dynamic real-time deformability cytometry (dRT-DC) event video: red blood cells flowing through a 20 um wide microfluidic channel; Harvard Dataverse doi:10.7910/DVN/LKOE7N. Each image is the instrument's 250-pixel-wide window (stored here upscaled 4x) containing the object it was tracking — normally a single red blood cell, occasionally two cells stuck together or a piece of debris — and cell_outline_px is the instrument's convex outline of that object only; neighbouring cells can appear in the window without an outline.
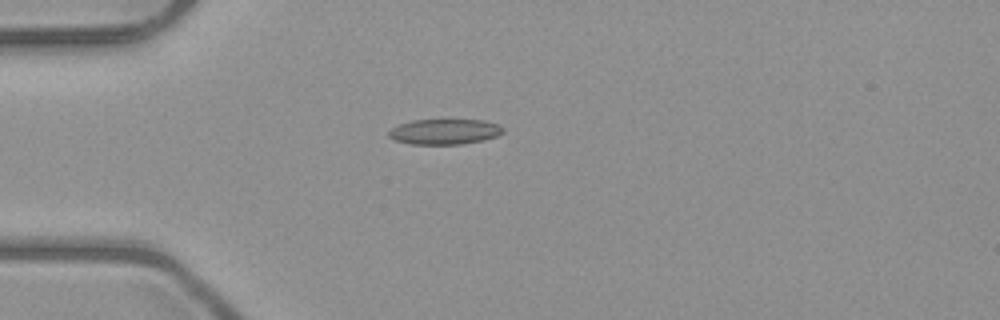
{"species": "common noctule bat (a hibernating species)", "species_latin": "Nyctalus noctula", "temperature_condition": "room temperature", "stored_images_in_passage": 1, "camera_frame_rate_fps": 3000, "um_per_image_px": 0.085, "animal": {"sex": "male", "body_mass_g": 23.1, "forearm_length_mm": 52.7}, "frame": {"image": 1, "passage_image": 1, "time_ms": 0.0, "image_size_px": [1000, 320], "cell_outline_px": [[504, 132], [496, 136], [484, 140], [464, 144], [412, 144], [396, 140], [388, 136], [388, 132], [392, 128], [400, 124], [412, 120], [484, 120], [500, 124], [504, 128]], "centroid_in_image_um": [37.84, 11.19], "position_along_channel_um": 47.2, "area_um2": 16.94}}